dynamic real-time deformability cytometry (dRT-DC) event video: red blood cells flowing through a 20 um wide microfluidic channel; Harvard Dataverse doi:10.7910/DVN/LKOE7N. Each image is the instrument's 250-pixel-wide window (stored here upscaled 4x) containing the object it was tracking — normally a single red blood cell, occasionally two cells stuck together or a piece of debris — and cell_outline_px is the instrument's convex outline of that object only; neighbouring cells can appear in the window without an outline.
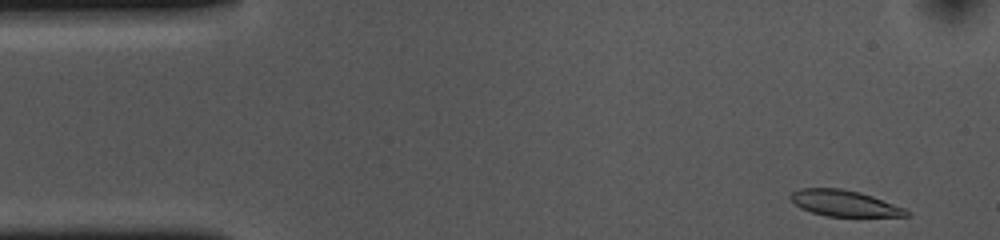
{"species": "common noctule bat (a hibernating species)", "species_latin": "Nyctalus noctula", "temperature_condition": "cold", "stored_images_in_passage": 51, "camera_frame_rate_fps": 3000, "um_per_image_px": 0.085, "animal": {"sex": "female", "body_mass_g": 10.0, "forearm_length_mm": 53.1}, "frame": {"image": 1, "passage_image": 1, "time_ms": 0.0, "image_size_px": [1000, 240], "cell_outline_px": [[908, 216], [828, 216], [812, 212], [800, 208], [788, 196], [792, 192], [800, 188], [840, 188], [860, 192], [872, 196], [904, 208], [908, 212]], "centroid_in_image_um": [71.72, 17.26], "position_along_channel_um": 13.3, "area_um2": 17.34}}
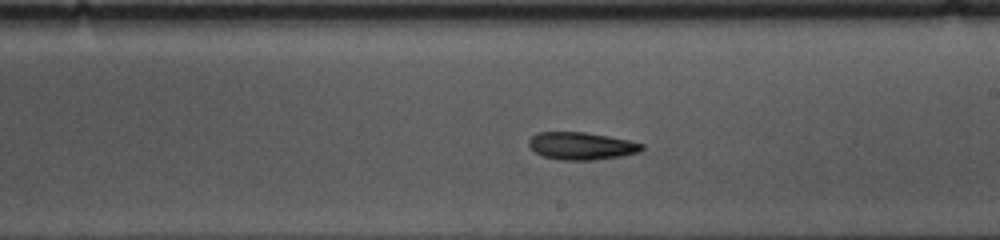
{"frame": {"image": 2, "passage_image": 27, "time_ms": 8.667, "image_size_px": [1000, 240], "cell_outline_px": [[644, 148], [640, 152], [620, 156], [592, 160], [560, 160], [544, 156], [536, 152], [528, 144], [528, 140], [536, 132], [584, 132], [608, 136], [628, 140], [644, 144]], "centroid_in_image_um": [49.42, 12.4], "position_along_channel_um": 239.6, "area_um2": 18.03}}
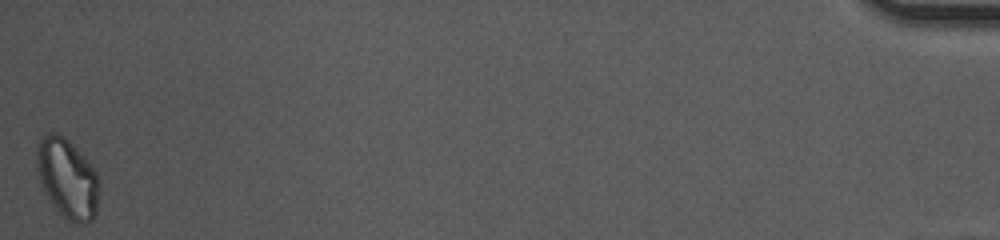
{"frame": {"image": 3, "passage_image": 51, "time_ms": 16.667, "image_size_px": [1000, 240], "cell_outline_px": [[100, 188], [96, 212], [92, 220], [84, 224], [76, 224], [68, 220], [52, 204], [40, 180], [36, 168], [36, 148], [40, 140], [48, 132], [56, 132], [64, 136], [76, 148], [96, 172], [100, 180]], "centroid_in_image_um": [5.74, 15.17], "position_along_channel_um": 429.5, "area_um2": 28.9}, "authors_computed_cell_mechanics": {"area_um2": 18.8428, "velocity_mm_per_s": 3.6413, "shape_relaxation_time_tau1_ms": 5.0698, "shape_relaxation_time_tau2_ms": null, "deformation_change_tau1": 0.1248, "deformation_change_tau2": null}}